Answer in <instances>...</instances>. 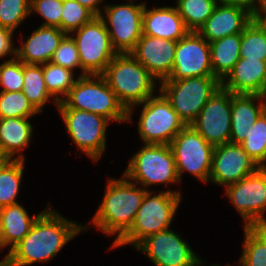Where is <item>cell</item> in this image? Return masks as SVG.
Segmentation results:
<instances>
[{"instance_id": "cell-1", "label": "cell", "mask_w": 266, "mask_h": 266, "mask_svg": "<svg viewBox=\"0 0 266 266\" xmlns=\"http://www.w3.org/2000/svg\"><path fill=\"white\" fill-rule=\"evenodd\" d=\"M38 217L29 233L4 256L2 266H28L52 260L87 227L65 219L53 207Z\"/></svg>"}, {"instance_id": "cell-2", "label": "cell", "mask_w": 266, "mask_h": 266, "mask_svg": "<svg viewBox=\"0 0 266 266\" xmlns=\"http://www.w3.org/2000/svg\"><path fill=\"white\" fill-rule=\"evenodd\" d=\"M109 178L104 198L91 222L105 235H116V244L131 228L148 190L128 180Z\"/></svg>"}, {"instance_id": "cell-3", "label": "cell", "mask_w": 266, "mask_h": 266, "mask_svg": "<svg viewBox=\"0 0 266 266\" xmlns=\"http://www.w3.org/2000/svg\"><path fill=\"white\" fill-rule=\"evenodd\" d=\"M102 76L126 110L155 95L157 79L130 53L117 54Z\"/></svg>"}, {"instance_id": "cell-4", "label": "cell", "mask_w": 266, "mask_h": 266, "mask_svg": "<svg viewBox=\"0 0 266 266\" xmlns=\"http://www.w3.org/2000/svg\"><path fill=\"white\" fill-rule=\"evenodd\" d=\"M181 196L178 190L169 189L154 195L148 190L130 230L110 249L127 244L136 247L147 236L170 229V224L180 205Z\"/></svg>"}, {"instance_id": "cell-5", "label": "cell", "mask_w": 266, "mask_h": 266, "mask_svg": "<svg viewBox=\"0 0 266 266\" xmlns=\"http://www.w3.org/2000/svg\"><path fill=\"white\" fill-rule=\"evenodd\" d=\"M75 78L76 83L57 108H72L102 115L110 121L127 122V110L102 75Z\"/></svg>"}, {"instance_id": "cell-6", "label": "cell", "mask_w": 266, "mask_h": 266, "mask_svg": "<svg viewBox=\"0 0 266 266\" xmlns=\"http://www.w3.org/2000/svg\"><path fill=\"white\" fill-rule=\"evenodd\" d=\"M123 175L145 190L152 185L180 183L174 155L167 144H144L133 155Z\"/></svg>"}, {"instance_id": "cell-7", "label": "cell", "mask_w": 266, "mask_h": 266, "mask_svg": "<svg viewBox=\"0 0 266 266\" xmlns=\"http://www.w3.org/2000/svg\"><path fill=\"white\" fill-rule=\"evenodd\" d=\"M141 105L142 111L138 121V133L144 144H167L186 126L170 101L159 91L144 101L127 110V122L132 120L133 108Z\"/></svg>"}, {"instance_id": "cell-8", "label": "cell", "mask_w": 266, "mask_h": 266, "mask_svg": "<svg viewBox=\"0 0 266 266\" xmlns=\"http://www.w3.org/2000/svg\"><path fill=\"white\" fill-rule=\"evenodd\" d=\"M221 88L214 76L163 80L159 90L170 101L186 126L191 125L213 94Z\"/></svg>"}, {"instance_id": "cell-9", "label": "cell", "mask_w": 266, "mask_h": 266, "mask_svg": "<svg viewBox=\"0 0 266 266\" xmlns=\"http://www.w3.org/2000/svg\"><path fill=\"white\" fill-rule=\"evenodd\" d=\"M72 33L71 37L80 58L82 71L80 76L102 75L107 65L117 55L104 21L95 16L89 23Z\"/></svg>"}, {"instance_id": "cell-10", "label": "cell", "mask_w": 266, "mask_h": 266, "mask_svg": "<svg viewBox=\"0 0 266 266\" xmlns=\"http://www.w3.org/2000/svg\"><path fill=\"white\" fill-rule=\"evenodd\" d=\"M58 112L74 144L93 162H98L106 149V129L111 121L102 115L72 108H58Z\"/></svg>"}, {"instance_id": "cell-11", "label": "cell", "mask_w": 266, "mask_h": 266, "mask_svg": "<svg viewBox=\"0 0 266 266\" xmlns=\"http://www.w3.org/2000/svg\"><path fill=\"white\" fill-rule=\"evenodd\" d=\"M169 145L180 181L184 171L204 183L209 181L214 147L191 125L185 126Z\"/></svg>"}, {"instance_id": "cell-12", "label": "cell", "mask_w": 266, "mask_h": 266, "mask_svg": "<svg viewBox=\"0 0 266 266\" xmlns=\"http://www.w3.org/2000/svg\"><path fill=\"white\" fill-rule=\"evenodd\" d=\"M130 3L121 5H104V15L99 17L104 21L111 44L117 54L131 53L143 35V11L145 2L134 4Z\"/></svg>"}, {"instance_id": "cell-13", "label": "cell", "mask_w": 266, "mask_h": 266, "mask_svg": "<svg viewBox=\"0 0 266 266\" xmlns=\"http://www.w3.org/2000/svg\"><path fill=\"white\" fill-rule=\"evenodd\" d=\"M225 188L228 199L244 219V227L266 226V167Z\"/></svg>"}, {"instance_id": "cell-14", "label": "cell", "mask_w": 266, "mask_h": 266, "mask_svg": "<svg viewBox=\"0 0 266 266\" xmlns=\"http://www.w3.org/2000/svg\"><path fill=\"white\" fill-rule=\"evenodd\" d=\"M180 234L171 229L147 236L135 248L155 266H201L202 261Z\"/></svg>"}, {"instance_id": "cell-15", "label": "cell", "mask_w": 266, "mask_h": 266, "mask_svg": "<svg viewBox=\"0 0 266 266\" xmlns=\"http://www.w3.org/2000/svg\"><path fill=\"white\" fill-rule=\"evenodd\" d=\"M191 126L213 147L229 143L231 92L218 89L198 113Z\"/></svg>"}, {"instance_id": "cell-16", "label": "cell", "mask_w": 266, "mask_h": 266, "mask_svg": "<svg viewBox=\"0 0 266 266\" xmlns=\"http://www.w3.org/2000/svg\"><path fill=\"white\" fill-rule=\"evenodd\" d=\"M213 76L210 43L198 32L189 31L177 41L173 70L164 80Z\"/></svg>"}, {"instance_id": "cell-17", "label": "cell", "mask_w": 266, "mask_h": 266, "mask_svg": "<svg viewBox=\"0 0 266 266\" xmlns=\"http://www.w3.org/2000/svg\"><path fill=\"white\" fill-rule=\"evenodd\" d=\"M259 168L240 144L225 143L214 147L209 182L226 187L255 173Z\"/></svg>"}, {"instance_id": "cell-18", "label": "cell", "mask_w": 266, "mask_h": 266, "mask_svg": "<svg viewBox=\"0 0 266 266\" xmlns=\"http://www.w3.org/2000/svg\"><path fill=\"white\" fill-rule=\"evenodd\" d=\"M177 41L142 35L130 53L159 82L173 70Z\"/></svg>"}, {"instance_id": "cell-19", "label": "cell", "mask_w": 266, "mask_h": 266, "mask_svg": "<svg viewBox=\"0 0 266 266\" xmlns=\"http://www.w3.org/2000/svg\"><path fill=\"white\" fill-rule=\"evenodd\" d=\"M253 18L245 9L219 1L198 33L210 43L242 33Z\"/></svg>"}, {"instance_id": "cell-20", "label": "cell", "mask_w": 266, "mask_h": 266, "mask_svg": "<svg viewBox=\"0 0 266 266\" xmlns=\"http://www.w3.org/2000/svg\"><path fill=\"white\" fill-rule=\"evenodd\" d=\"M221 87L232 94L266 96V61L240 57Z\"/></svg>"}, {"instance_id": "cell-21", "label": "cell", "mask_w": 266, "mask_h": 266, "mask_svg": "<svg viewBox=\"0 0 266 266\" xmlns=\"http://www.w3.org/2000/svg\"><path fill=\"white\" fill-rule=\"evenodd\" d=\"M265 110L266 96L231 93V135L229 142L240 144L246 139L251 125Z\"/></svg>"}, {"instance_id": "cell-22", "label": "cell", "mask_w": 266, "mask_h": 266, "mask_svg": "<svg viewBox=\"0 0 266 266\" xmlns=\"http://www.w3.org/2000/svg\"><path fill=\"white\" fill-rule=\"evenodd\" d=\"M67 34L58 27L40 26L27 41L16 47V58L24 64L42 65L50 62L54 51Z\"/></svg>"}, {"instance_id": "cell-23", "label": "cell", "mask_w": 266, "mask_h": 266, "mask_svg": "<svg viewBox=\"0 0 266 266\" xmlns=\"http://www.w3.org/2000/svg\"><path fill=\"white\" fill-rule=\"evenodd\" d=\"M142 27L144 35L172 41H179L189 32L175 6H162L150 10L146 2Z\"/></svg>"}, {"instance_id": "cell-24", "label": "cell", "mask_w": 266, "mask_h": 266, "mask_svg": "<svg viewBox=\"0 0 266 266\" xmlns=\"http://www.w3.org/2000/svg\"><path fill=\"white\" fill-rule=\"evenodd\" d=\"M45 210L31 218L19 203L0 208V249L10 246V251L17 245Z\"/></svg>"}, {"instance_id": "cell-25", "label": "cell", "mask_w": 266, "mask_h": 266, "mask_svg": "<svg viewBox=\"0 0 266 266\" xmlns=\"http://www.w3.org/2000/svg\"><path fill=\"white\" fill-rule=\"evenodd\" d=\"M29 119L0 118V147L10 160H24L22 150L29 145L33 134V126Z\"/></svg>"}, {"instance_id": "cell-26", "label": "cell", "mask_w": 266, "mask_h": 266, "mask_svg": "<svg viewBox=\"0 0 266 266\" xmlns=\"http://www.w3.org/2000/svg\"><path fill=\"white\" fill-rule=\"evenodd\" d=\"M241 33L210 42L213 76L222 82L240 59Z\"/></svg>"}, {"instance_id": "cell-27", "label": "cell", "mask_w": 266, "mask_h": 266, "mask_svg": "<svg viewBox=\"0 0 266 266\" xmlns=\"http://www.w3.org/2000/svg\"><path fill=\"white\" fill-rule=\"evenodd\" d=\"M22 92L39 113L43 111V105L51 101L53 97L46 89L42 65L23 63Z\"/></svg>"}, {"instance_id": "cell-28", "label": "cell", "mask_w": 266, "mask_h": 266, "mask_svg": "<svg viewBox=\"0 0 266 266\" xmlns=\"http://www.w3.org/2000/svg\"><path fill=\"white\" fill-rule=\"evenodd\" d=\"M243 228L245 238L239 266H266V226Z\"/></svg>"}, {"instance_id": "cell-29", "label": "cell", "mask_w": 266, "mask_h": 266, "mask_svg": "<svg viewBox=\"0 0 266 266\" xmlns=\"http://www.w3.org/2000/svg\"><path fill=\"white\" fill-rule=\"evenodd\" d=\"M25 159L8 160L0 166V208L17 204Z\"/></svg>"}, {"instance_id": "cell-30", "label": "cell", "mask_w": 266, "mask_h": 266, "mask_svg": "<svg viewBox=\"0 0 266 266\" xmlns=\"http://www.w3.org/2000/svg\"><path fill=\"white\" fill-rule=\"evenodd\" d=\"M42 68L46 89L57 106L68 95L70 89L77 81L74 78V71L52 62L42 64Z\"/></svg>"}, {"instance_id": "cell-31", "label": "cell", "mask_w": 266, "mask_h": 266, "mask_svg": "<svg viewBox=\"0 0 266 266\" xmlns=\"http://www.w3.org/2000/svg\"><path fill=\"white\" fill-rule=\"evenodd\" d=\"M240 57L266 61V25L256 18L241 33Z\"/></svg>"}, {"instance_id": "cell-32", "label": "cell", "mask_w": 266, "mask_h": 266, "mask_svg": "<svg viewBox=\"0 0 266 266\" xmlns=\"http://www.w3.org/2000/svg\"><path fill=\"white\" fill-rule=\"evenodd\" d=\"M219 0H177L176 8L189 31L198 32Z\"/></svg>"}, {"instance_id": "cell-33", "label": "cell", "mask_w": 266, "mask_h": 266, "mask_svg": "<svg viewBox=\"0 0 266 266\" xmlns=\"http://www.w3.org/2000/svg\"><path fill=\"white\" fill-rule=\"evenodd\" d=\"M248 134L240 145L259 167H266V110L251 125Z\"/></svg>"}, {"instance_id": "cell-34", "label": "cell", "mask_w": 266, "mask_h": 266, "mask_svg": "<svg viewBox=\"0 0 266 266\" xmlns=\"http://www.w3.org/2000/svg\"><path fill=\"white\" fill-rule=\"evenodd\" d=\"M38 113L22 91H0V118H31Z\"/></svg>"}, {"instance_id": "cell-35", "label": "cell", "mask_w": 266, "mask_h": 266, "mask_svg": "<svg viewBox=\"0 0 266 266\" xmlns=\"http://www.w3.org/2000/svg\"><path fill=\"white\" fill-rule=\"evenodd\" d=\"M94 17L95 15L89 9L76 0H63L61 30L72 35L73 31L80 29Z\"/></svg>"}, {"instance_id": "cell-36", "label": "cell", "mask_w": 266, "mask_h": 266, "mask_svg": "<svg viewBox=\"0 0 266 266\" xmlns=\"http://www.w3.org/2000/svg\"><path fill=\"white\" fill-rule=\"evenodd\" d=\"M30 5L31 0H0V26L14 32L31 15Z\"/></svg>"}, {"instance_id": "cell-37", "label": "cell", "mask_w": 266, "mask_h": 266, "mask_svg": "<svg viewBox=\"0 0 266 266\" xmlns=\"http://www.w3.org/2000/svg\"><path fill=\"white\" fill-rule=\"evenodd\" d=\"M0 86L4 92L23 90V62L16 57H12L1 63Z\"/></svg>"}, {"instance_id": "cell-38", "label": "cell", "mask_w": 266, "mask_h": 266, "mask_svg": "<svg viewBox=\"0 0 266 266\" xmlns=\"http://www.w3.org/2000/svg\"><path fill=\"white\" fill-rule=\"evenodd\" d=\"M50 62L72 71L75 68L81 70L78 49L71 35L67 34L62 39L59 47L54 51Z\"/></svg>"}, {"instance_id": "cell-39", "label": "cell", "mask_w": 266, "mask_h": 266, "mask_svg": "<svg viewBox=\"0 0 266 266\" xmlns=\"http://www.w3.org/2000/svg\"><path fill=\"white\" fill-rule=\"evenodd\" d=\"M63 0H31L30 11L44 18L42 26L58 27L61 30Z\"/></svg>"}, {"instance_id": "cell-40", "label": "cell", "mask_w": 266, "mask_h": 266, "mask_svg": "<svg viewBox=\"0 0 266 266\" xmlns=\"http://www.w3.org/2000/svg\"><path fill=\"white\" fill-rule=\"evenodd\" d=\"M13 31L0 26V58L7 55L16 57V47L13 45Z\"/></svg>"}, {"instance_id": "cell-41", "label": "cell", "mask_w": 266, "mask_h": 266, "mask_svg": "<svg viewBox=\"0 0 266 266\" xmlns=\"http://www.w3.org/2000/svg\"><path fill=\"white\" fill-rule=\"evenodd\" d=\"M222 3L245 9L254 18L261 10V0H219Z\"/></svg>"}, {"instance_id": "cell-42", "label": "cell", "mask_w": 266, "mask_h": 266, "mask_svg": "<svg viewBox=\"0 0 266 266\" xmlns=\"http://www.w3.org/2000/svg\"><path fill=\"white\" fill-rule=\"evenodd\" d=\"M82 6H85L89 9L95 16H100L103 14L102 9H100V4L103 3V0H76Z\"/></svg>"}, {"instance_id": "cell-43", "label": "cell", "mask_w": 266, "mask_h": 266, "mask_svg": "<svg viewBox=\"0 0 266 266\" xmlns=\"http://www.w3.org/2000/svg\"><path fill=\"white\" fill-rule=\"evenodd\" d=\"M261 24L266 25V2L262 5L259 14L255 17Z\"/></svg>"}, {"instance_id": "cell-44", "label": "cell", "mask_w": 266, "mask_h": 266, "mask_svg": "<svg viewBox=\"0 0 266 266\" xmlns=\"http://www.w3.org/2000/svg\"><path fill=\"white\" fill-rule=\"evenodd\" d=\"M9 159L7 156L3 153L1 147H0V166L5 164Z\"/></svg>"}, {"instance_id": "cell-45", "label": "cell", "mask_w": 266, "mask_h": 266, "mask_svg": "<svg viewBox=\"0 0 266 266\" xmlns=\"http://www.w3.org/2000/svg\"><path fill=\"white\" fill-rule=\"evenodd\" d=\"M266 2V0H261V7Z\"/></svg>"}]
</instances>
